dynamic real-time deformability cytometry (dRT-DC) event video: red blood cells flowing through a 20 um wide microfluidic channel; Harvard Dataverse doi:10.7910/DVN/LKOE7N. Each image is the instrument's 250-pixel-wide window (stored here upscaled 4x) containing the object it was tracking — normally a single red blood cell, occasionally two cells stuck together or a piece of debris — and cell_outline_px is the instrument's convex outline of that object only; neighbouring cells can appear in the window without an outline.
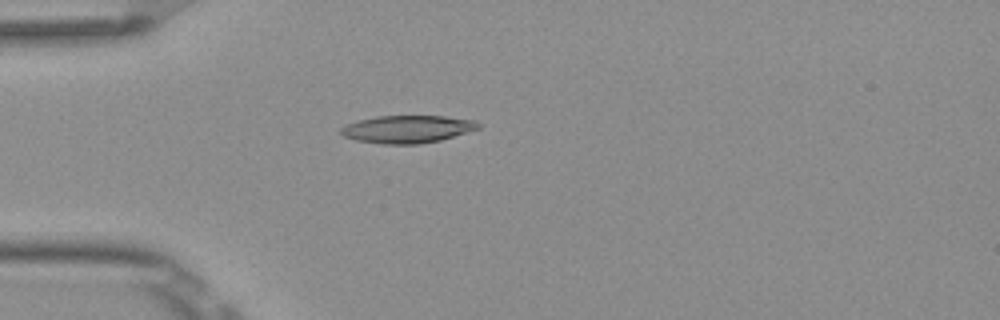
{"species": "Egyptian fruit bat (a non-hibernating species)", "species_latin": "Rousettus aegyptiacus", "temperature_condition": "room temperature", "stored_images_in_passage": 4, "camera_frame_rate_fps": 3000, "um_per_image_px": 0.085, "frame": {"image": 1, "passage_image": 4, "time_ms": 1.0, "image_size_px": [1000, 320], "cell_outline_px": [[480, 128], [440, 140], [416, 144], [384, 144], [356, 140], [344, 136], [340, 132], [340, 128], [348, 124], [360, 120], [376, 116], [444, 116], [476, 120], [480, 124]], "centroid_in_image_um": [34.64, 10.97], "position_along_channel_um": 50.4, "area_um2": 21.91}}